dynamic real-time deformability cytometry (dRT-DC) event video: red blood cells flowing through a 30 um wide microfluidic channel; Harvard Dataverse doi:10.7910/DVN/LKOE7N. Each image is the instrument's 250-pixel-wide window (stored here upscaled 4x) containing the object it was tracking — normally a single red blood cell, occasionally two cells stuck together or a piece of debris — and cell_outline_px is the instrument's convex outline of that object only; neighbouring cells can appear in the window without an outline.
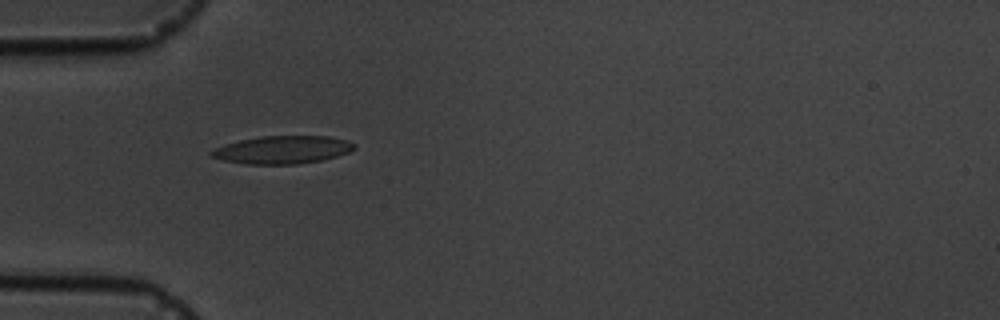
{"species": "common noctule bat (a hibernating species)", "species_latin": "Nyctalus noctula", "temperature_condition": "cold", "stored_images_in_passage": 6, "camera_frame_rate_fps": 3000, "um_per_image_px": 0.085, "animal": {"sex": "male", "body_mass_g": 19.5, "forearm_length_mm": 54.6}, "frame": {"image": 1, "passage_image": 5, "time_ms": 5.667, "image_size_px": [1000, 320], "cell_outline_px": [[356, 148], [348, 152], [336, 156], [320, 160], [296, 164], [248, 164], [224, 160], [208, 156], [208, 152], [212, 148], [224, 144], [240, 140], [260, 136], [328, 136], [348, 140], [356, 144]], "centroid_in_image_um": [23.97, 12.72], "position_along_channel_um": 61.0, "area_um2": 23.29}}
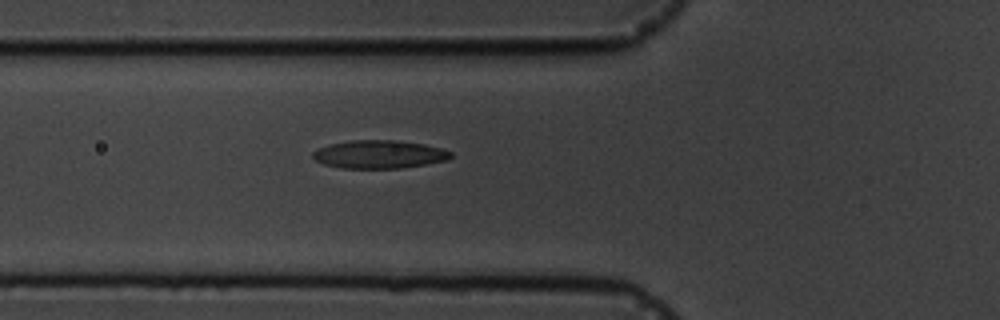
{"frame": {"image": 2, "passage_image": 6, "time_ms": 6.667, "image_size_px": [1000, 320], "cell_outline_px": [[452, 156], [448, 160], [400, 168], [340, 168], [324, 164], [316, 160], [312, 156], [312, 152], [328, 144], [352, 140], [400, 140], [424, 144], [440, 148], [452, 152]], "centroid_in_image_um": [32.23, 13.11], "position_along_channel_um": 93.6, "area_um2": 22.6}}